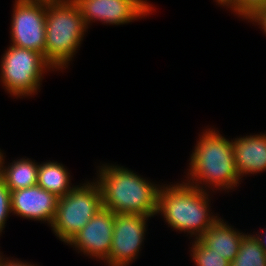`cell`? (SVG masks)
<instances>
[{"label": "cell", "mask_w": 266, "mask_h": 266, "mask_svg": "<svg viewBox=\"0 0 266 266\" xmlns=\"http://www.w3.org/2000/svg\"><path fill=\"white\" fill-rule=\"evenodd\" d=\"M0 266H38V265H34L33 263H29V262H23V261H20L18 259H10L8 257H4L2 263L0 264Z\"/></svg>", "instance_id": "44dd1931"}, {"label": "cell", "mask_w": 266, "mask_h": 266, "mask_svg": "<svg viewBox=\"0 0 266 266\" xmlns=\"http://www.w3.org/2000/svg\"><path fill=\"white\" fill-rule=\"evenodd\" d=\"M235 165L238 176L266 171V132L233 138Z\"/></svg>", "instance_id": "7c38bea8"}, {"label": "cell", "mask_w": 266, "mask_h": 266, "mask_svg": "<svg viewBox=\"0 0 266 266\" xmlns=\"http://www.w3.org/2000/svg\"><path fill=\"white\" fill-rule=\"evenodd\" d=\"M154 216L115 214L111 251L103 262L107 266H129L142 250L148 228L147 220Z\"/></svg>", "instance_id": "ba28073f"}, {"label": "cell", "mask_w": 266, "mask_h": 266, "mask_svg": "<svg viewBox=\"0 0 266 266\" xmlns=\"http://www.w3.org/2000/svg\"><path fill=\"white\" fill-rule=\"evenodd\" d=\"M221 6L229 8L235 16L248 18L256 9L266 6V0H226Z\"/></svg>", "instance_id": "ac0fdd59"}, {"label": "cell", "mask_w": 266, "mask_h": 266, "mask_svg": "<svg viewBox=\"0 0 266 266\" xmlns=\"http://www.w3.org/2000/svg\"><path fill=\"white\" fill-rule=\"evenodd\" d=\"M0 82L12 97H32L39 91L44 74L55 71L44 56L34 50L10 46L0 60Z\"/></svg>", "instance_id": "5b68a950"}, {"label": "cell", "mask_w": 266, "mask_h": 266, "mask_svg": "<svg viewBox=\"0 0 266 266\" xmlns=\"http://www.w3.org/2000/svg\"><path fill=\"white\" fill-rule=\"evenodd\" d=\"M86 26L92 22L108 25H123L142 19L155 11L147 0H74Z\"/></svg>", "instance_id": "9c48e42d"}, {"label": "cell", "mask_w": 266, "mask_h": 266, "mask_svg": "<svg viewBox=\"0 0 266 266\" xmlns=\"http://www.w3.org/2000/svg\"><path fill=\"white\" fill-rule=\"evenodd\" d=\"M3 257H5V256H3L2 253H1V251H0V264L2 263V261L4 259Z\"/></svg>", "instance_id": "cb8c5ba5"}, {"label": "cell", "mask_w": 266, "mask_h": 266, "mask_svg": "<svg viewBox=\"0 0 266 266\" xmlns=\"http://www.w3.org/2000/svg\"><path fill=\"white\" fill-rule=\"evenodd\" d=\"M174 182L161 184L158 193L157 214L163 216L168 227L199 239L219 218L210 210L211 194L195 186ZM210 204V205H209Z\"/></svg>", "instance_id": "3957f363"}, {"label": "cell", "mask_w": 266, "mask_h": 266, "mask_svg": "<svg viewBox=\"0 0 266 266\" xmlns=\"http://www.w3.org/2000/svg\"><path fill=\"white\" fill-rule=\"evenodd\" d=\"M246 20L254 25H259V28L266 34V6L256 9Z\"/></svg>", "instance_id": "ffe728a7"}, {"label": "cell", "mask_w": 266, "mask_h": 266, "mask_svg": "<svg viewBox=\"0 0 266 266\" xmlns=\"http://www.w3.org/2000/svg\"><path fill=\"white\" fill-rule=\"evenodd\" d=\"M11 211V191L0 177V235L5 228V224Z\"/></svg>", "instance_id": "d6986e66"}, {"label": "cell", "mask_w": 266, "mask_h": 266, "mask_svg": "<svg viewBox=\"0 0 266 266\" xmlns=\"http://www.w3.org/2000/svg\"><path fill=\"white\" fill-rule=\"evenodd\" d=\"M68 171L67 167L57 161L39 163L37 184L58 198L63 197L75 187Z\"/></svg>", "instance_id": "9a60e30c"}, {"label": "cell", "mask_w": 266, "mask_h": 266, "mask_svg": "<svg viewBox=\"0 0 266 266\" xmlns=\"http://www.w3.org/2000/svg\"><path fill=\"white\" fill-rule=\"evenodd\" d=\"M59 198L38 184L11 191L12 215L23 219L41 221L49 226L53 222Z\"/></svg>", "instance_id": "8fae6325"}, {"label": "cell", "mask_w": 266, "mask_h": 266, "mask_svg": "<svg viewBox=\"0 0 266 266\" xmlns=\"http://www.w3.org/2000/svg\"><path fill=\"white\" fill-rule=\"evenodd\" d=\"M10 43L34 50L45 58L46 0H15Z\"/></svg>", "instance_id": "52a82bcc"}, {"label": "cell", "mask_w": 266, "mask_h": 266, "mask_svg": "<svg viewBox=\"0 0 266 266\" xmlns=\"http://www.w3.org/2000/svg\"><path fill=\"white\" fill-rule=\"evenodd\" d=\"M229 225L227 221L219 217L199 240L231 262L237 256L241 241L248 232L245 234Z\"/></svg>", "instance_id": "4fadbf2b"}, {"label": "cell", "mask_w": 266, "mask_h": 266, "mask_svg": "<svg viewBox=\"0 0 266 266\" xmlns=\"http://www.w3.org/2000/svg\"><path fill=\"white\" fill-rule=\"evenodd\" d=\"M190 155L187 184L208 191H228L241 182L235 165L232 139L216 128L203 130ZM215 189V191H214Z\"/></svg>", "instance_id": "6da1fadb"}, {"label": "cell", "mask_w": 266, "mask_h": 266, "mask_svg": "<svg viewBox=\"0 0 266 266\" xmlns=\"http://www.w3.org/2000/svg\"><path fill=\"white\" fill-rule=\"evenodd\" d=\"M266 230V229H265ZM262 231V232H256L253 233V235L255 236V238L260 242L261 247L265 250L266 252V231ZM258 233V234H257ZM261 234V236H260Z\"/></svg>", "instance_id": "7402d4cb"}, {"label": "cell", "mask_w": 266, "mask_h": 266, "mask_svg": "<svg viewBox=\"0 0 266 266\" xmlns=\"http://www.w3.org/2000/svg\"><path fill=\"white\" fill-rule=\"evenodd\" d=\"M226 0H215L218 5H222Z\"/></svg>", "instance_id": "603a6c76"}, {"label": "cell", "mask_w": 266, "mask_h": 266, "mask_svg": "<svg viewBox=\"0 0 266 266\" xmlns=\"http://www.w3.org/2000/svg\"><path fill=\"white\" fill-rule=\"evenodd\" d=\"M230 266H266V252L253 234L249 233L242 239Z\"/></svg>", "instance_id": "2e32d148"}, {"label": "cell", "mask_w": 266, "mask_h": 266, "mask_svg": "<svg viewBox=\"0 0 266 266\" xmlns=\"http://www.w3.org/2000/svg\"><path fill=\"white\" fill-rule=\"evenodd\" d=\"M3 154L4 152L0 149V177L10 191L29 188L37 184L39 163L32 161L31 158L22 157L6 166Z\"/></svg>", "instance_id": "5bb4252c"}, {"label": "cell", "mask_w": 266, "mask_h": 266, "mask_svg": "<svg viewBox=\"0 0 266 266\" xmlns=\"http://www.w3.org/2000/svg\"><path fill=\"white\" fill-rule=\"evenodd\" d=\"M101 208L103 203L98 184L94 180L80 183L59 198L50 228L60 241L68 244Z\"/></svg>", "instance_id": "8992f818"}, {"label": "cell", "mask_w": 266, "mask_h": 266, "mask_svg": "<svg viewBox=\"0 0 266 266\" xmlns=\"http://www.w3.org/2000/svg\"><path fill=\"white\" fill-rule=\"evenodd\" d=\"M191 241L190 255L196 266H230L227 259L206 247L199 239Z\"/></svg>", "instance_id": "e0dca14e"}, {"label": "cell", "mask_w": 266, "mask_h": 266, "mask_svg": "<svg viewBox=\"0 0 266 266\" xmlns=\"http://www.w3.org/2000/svg\"><path fill=\"white\" fill-rule=\"evenodd\" d=\"M86 31L74 0H46L45 60L56 71L68 68Z\"/></svg>", "instance_id": "277c9868"}, {"label": "cell", "mask_w": 266, "mask_h": 266, "mask_svg": "<svg viewBox=\"0 0 266 266\" xmlns=\"http://www.w3.org/2000/svg\"><path fill=\"white\" fill-rule=\"evenodd\" d=\"M114 218V212L101 208L67 245L89 258L105 261L111 251Z\"/></svg>", "instance_id": "30bf717a"}, {"label": "cell", "mask_w": 266, "mask_h": 266, "mask_svg": "<svg viewBox=\"0 0 266 266\" xmlns=\"http://www.w3.org/2000/svg\"><path fill=\"white\" fill-rule=\"evenodd\" d=\"M97 168L94 181L100 188L103 207L115 214L156 216L160 184L121 165L105 163Z\"/></svg>", "instance_id": "7a4b0ae2"}]
</instances>
